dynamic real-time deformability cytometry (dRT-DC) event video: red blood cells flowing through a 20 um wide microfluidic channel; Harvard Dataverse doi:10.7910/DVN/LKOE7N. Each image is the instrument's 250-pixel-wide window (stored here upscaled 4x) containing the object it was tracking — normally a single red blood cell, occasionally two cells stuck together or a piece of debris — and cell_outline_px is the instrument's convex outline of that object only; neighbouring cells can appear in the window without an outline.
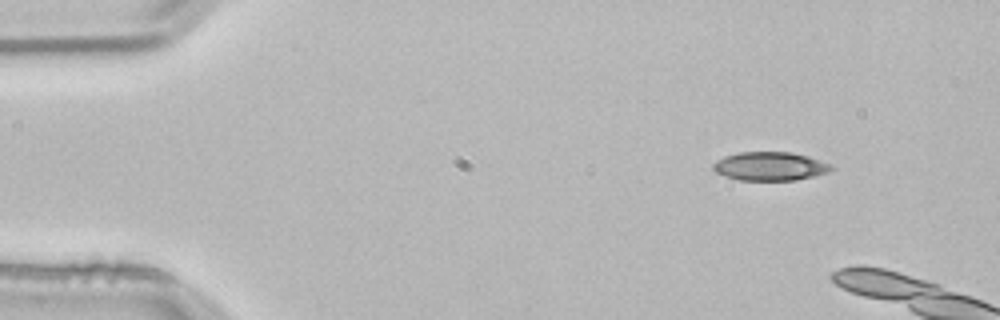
{"species": "common noctule bat (a hibernating species)", "species_latin": "Nyctalus noctula", "temperature_condition": "room temperature", "stored_images_in_passage": 2, "camera_frame_rate_fps": 3000, "um_per_image_px": 0.085, "animal": {"sex": "male", "body_mass_g": 21.5, "forearm_length_mm": 52.0}, "frame": {"image": 1, "passage_image": 1, "time_ms": 0.0, "image_size_px": [1000, 320], "cell_outline_px": [[836, 168], [828, 172], [796, 180], [740, 180], [724, 176], [716, 172], [712, 168], [712, 164], [716, 160], [724, 156], [740, 152], [792, 152], [808, 156], [828, 164]], "centroid_in_image_um": [65.41, 14.13], "position_along_channel_um": 19.6, "area_um2": 19.65}}